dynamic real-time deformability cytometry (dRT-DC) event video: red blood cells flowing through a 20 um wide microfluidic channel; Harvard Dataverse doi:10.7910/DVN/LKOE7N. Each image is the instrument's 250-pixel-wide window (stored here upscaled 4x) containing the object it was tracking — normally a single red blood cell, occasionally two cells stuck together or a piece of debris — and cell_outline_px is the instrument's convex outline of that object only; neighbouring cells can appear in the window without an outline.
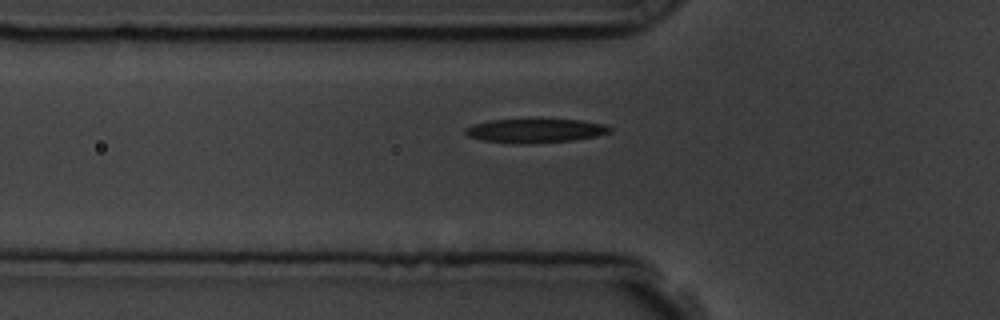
{"species": "common noctule bat (a hibernating species)", "species_latin": "Nyctalus noctula", "temperature_condition": "room temperature", "stored_images_in_passage": 43, "camera_frame_rate_fps": 3000, "um_per_image_px": 0.085, "animal": {"sex": "male", "body_mass_g": 19.5, "forearm_length_mm": 54.6}, "frame": {"image": 1, "passage_image": 9, "time_ms": 2.667, "image_size_px": [1000, 320], "cell_outline_px": [[612, 132], [596, 136], [572, 140], [528, 144], [520, 144], [480, 140], [468, 136], [464, 132], [464, 128], [472, 124], [488, 120], [580, 120], [604, 124], [612, 128]], "centroid_in_image_um": [45.46, 11.12], "position_along_channel_um": 80.3, "area_um2": 20.17}}
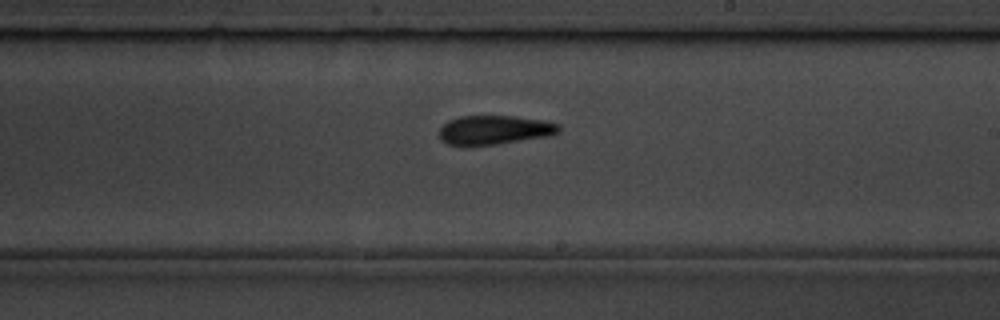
{"frame": {"image": 2, "passage_image": 23, "time_ms": 7.333, "image_size_px": [1000, 320], "cell_outline_px": [[560, 132], [548, 136], [496, 144], [468, 148], [464, 148], [448, 144], [440, 140], [436, 132], [448, 120], [460, 116], [512, 116], [544, 120], [560, 124]], "centroid_in_image_um": [41.94, 11.07], "position_along_channel_um": 247.1, "area_um2": 20.92}}
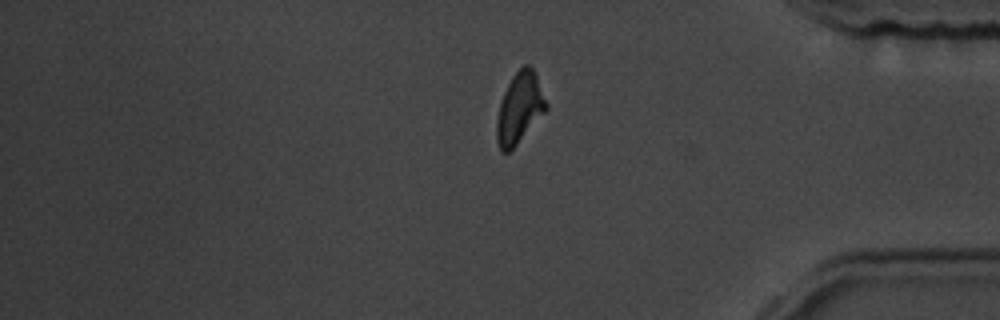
{"frame": {"image": 3, "passage_image": 37, "time_ms": 12.0, "image_size_px": [1000, 320], "cell_outline_px": [[548, 108], [516, 144], [508, 152], [500, 152], [496, 140], [496, 120], [500, 104], [504, 92], [512, 76], [524, 64], [528, 64], [536, 72], [548, 104]], "centroid_in_image_um": [44.16, 9.16], "position_along_channel_um": 391.0, "area_um2": 20.29}}